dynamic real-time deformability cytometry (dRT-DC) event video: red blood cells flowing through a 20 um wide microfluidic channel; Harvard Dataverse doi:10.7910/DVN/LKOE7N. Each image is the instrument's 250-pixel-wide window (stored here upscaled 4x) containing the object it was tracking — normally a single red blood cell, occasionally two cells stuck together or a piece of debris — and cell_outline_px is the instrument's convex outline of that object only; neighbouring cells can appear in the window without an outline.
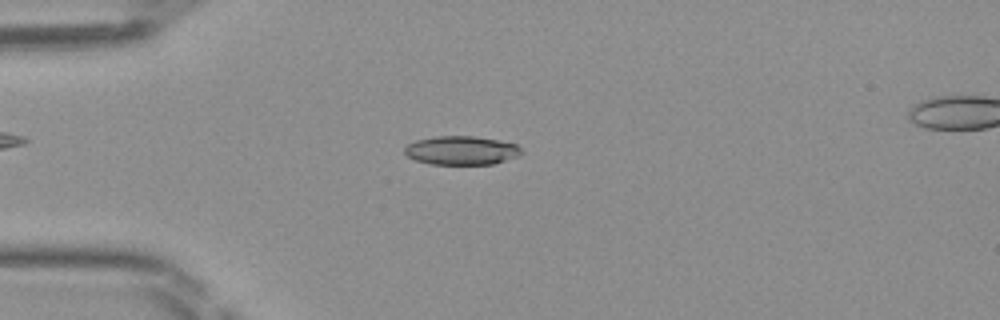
{"species": "Egyptian fruit bat (a non-hibernating species)", "species_latin": "Rousettus aegyptiacus", "temperature_condition": "room temperature", "stored_images_in_passage": 45, "camera_frame_rate_fps": 3000, "um_per_image_px": 0.085, "frame": {"image": 1, "passage_image": 10, "time_ms": 3.0, "image_size_px": [1000, 320], "cell_outline_px": [[524, 152], [520, 156], [492, 164], [428, 164], [416, 160], [408, 156], [404, 152], [404, 148], [408, 144], [416, 140], [436, 136], [472, 136], [496, 140], [516, 144]], "centroid_in_image_um": [39.22, 12.79], "position_along_channel_um": 45.8, "area_um2": 19.54}}
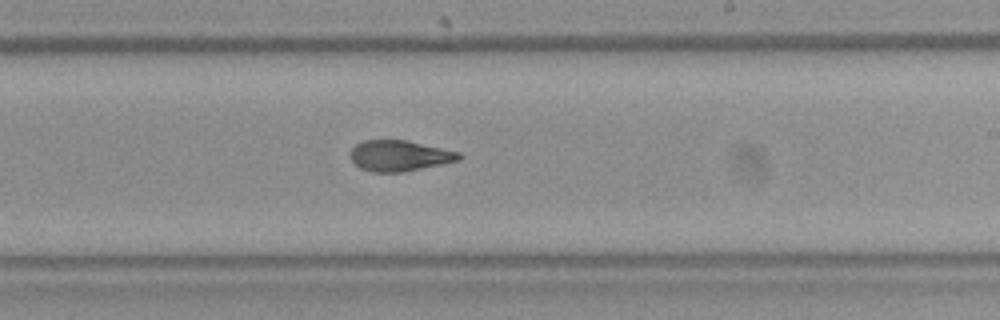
{"frame": {"image": 2, "passage_image": 26, "time_ms": 8.333, "image_size_px": [1000, 320], "cell_outline_px": [[464, 156], [460, 160], [404, 172], [372, 172], [360, 168], [352, 160], [352, 148], [356, 144], [364, 140], [408, 140], [460, 152]], "centroid_in_image_um": [34.0, 13.23], "position_along_channel_um": 255.0, "area_um2": 19.48}}
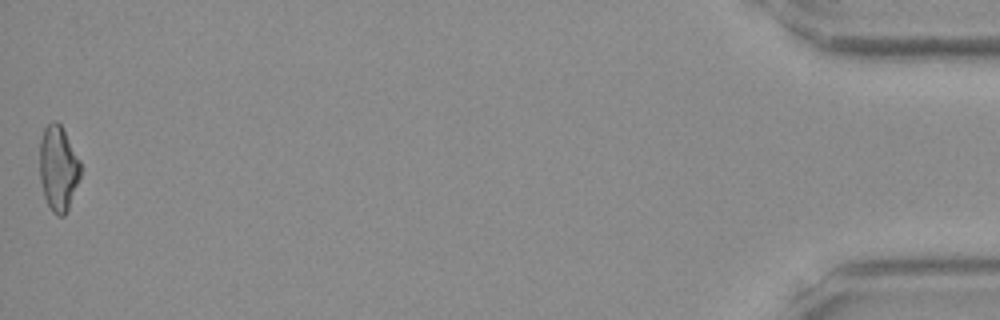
{"frame": {"image": 3, "passage_image": 45, "time_ms": 14.667, "image_size_px": [1000, 320], "cell_outline_px": [[80, 176], [68, 208], [64, 216], [56, 216], [52, 212], [44, 196], [40, 180], [40, 140], [44, 128], [52, 120], [56, 120], [60, 124], [80, 160]], "centroid_in_image_um": [4.94, 14.3], "position_along_channel_um": 430.3, "area_um2": 20.11}}